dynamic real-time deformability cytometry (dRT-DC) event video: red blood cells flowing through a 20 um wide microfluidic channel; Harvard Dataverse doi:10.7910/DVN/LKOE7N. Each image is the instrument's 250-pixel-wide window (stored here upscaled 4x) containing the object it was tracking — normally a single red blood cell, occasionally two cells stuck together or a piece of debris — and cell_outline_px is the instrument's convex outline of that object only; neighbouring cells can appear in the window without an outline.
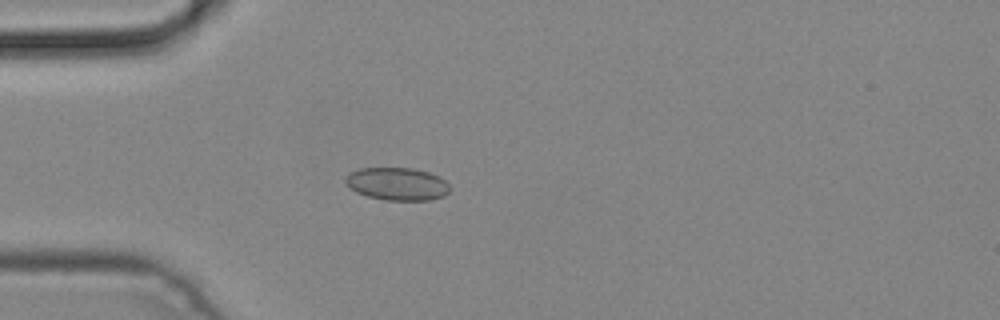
{"species": "common noctule bat (a hibernating species)", "species_latin": "Nyctalus noctula", "temperature_condition": "cold", "stored_images_in_passage": 5, "camera_frame_rate_fps": 3000, "um_per_image_px": 0.085, "animal": {"sex": "male", "body_mass_g": 19.2, "forearm_length_mm": 51.8}, "frame": {"image": 1, "passage_image": 5, "time_ms": 1.333, "image_size_px": [1000, 320], "cell_outline_px": [[452, 188], [444, 196], [428, 200], [384, 200], [368, 196], [356, 192], [344, 180], [348, 172], [360, 168], [412, 168], [428, 172], [440, 176]], "centroid_in_image_um": [33.78, 15.62], "position_along_channel_um": 51.2, "area_um2": 19.94}}